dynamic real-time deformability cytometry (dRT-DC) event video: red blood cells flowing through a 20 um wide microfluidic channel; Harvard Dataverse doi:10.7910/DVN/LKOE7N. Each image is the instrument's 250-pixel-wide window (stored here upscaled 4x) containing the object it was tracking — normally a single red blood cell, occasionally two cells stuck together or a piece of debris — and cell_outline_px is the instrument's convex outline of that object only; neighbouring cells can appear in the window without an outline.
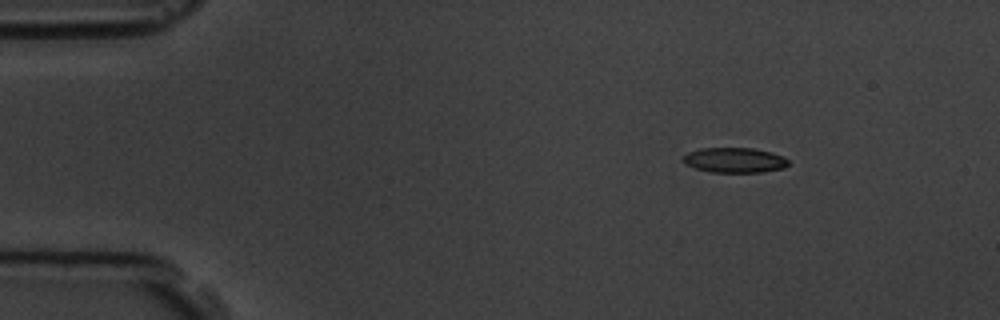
{"species": "common noctule bat (a hibernating species)", "species_latin": "Nyctalus noctula", "temperature_condition": "room temperature", "stored_images_in_passage": 5, "camera_frame_rate_fps": 3000, "um_per_image_px": 0.085, "animal": {"sex": "male", "body_mass_g": 19.5, "forearm_length_mm": 54.6}, "frame": {"image": 1, "passage_image": 2, "time_ms": 1.0, "image_size_px": [1000, 320], "cell_outline_px": [[788, 164], [784, 168], [760, 172], [712, 172], [696, 168], [688, 164], [684, 160], [684, 156], [688, 152], [700, 148], [752, 148], [772, 152], [784, 156], [788, 160]], "centroid_in_image_um": [62.48, 13.6], "position_along_channel_um": 22.5, "area_um2": 15.2}}
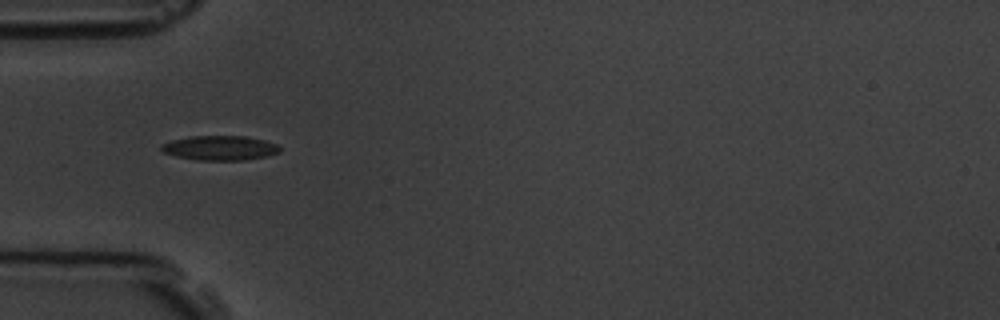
{"frame": {"image": 2, "passage_image": 5, "time_ms": 4.333, "image_size_px": [1000, 320], "cell_outline_px": [[280, 152], [268, 156], [244, 160], [200, 160], [176, 156], [164, 152], [160, 148], [160, 144], [172, 140], [188, 136], [244, 136], [264, 140], [276, 144], [280, 148]], "centroid_in_image_um": [18.69, 12.57], "position_along_channel_um": 66.3, "area_um2": 16.94}}